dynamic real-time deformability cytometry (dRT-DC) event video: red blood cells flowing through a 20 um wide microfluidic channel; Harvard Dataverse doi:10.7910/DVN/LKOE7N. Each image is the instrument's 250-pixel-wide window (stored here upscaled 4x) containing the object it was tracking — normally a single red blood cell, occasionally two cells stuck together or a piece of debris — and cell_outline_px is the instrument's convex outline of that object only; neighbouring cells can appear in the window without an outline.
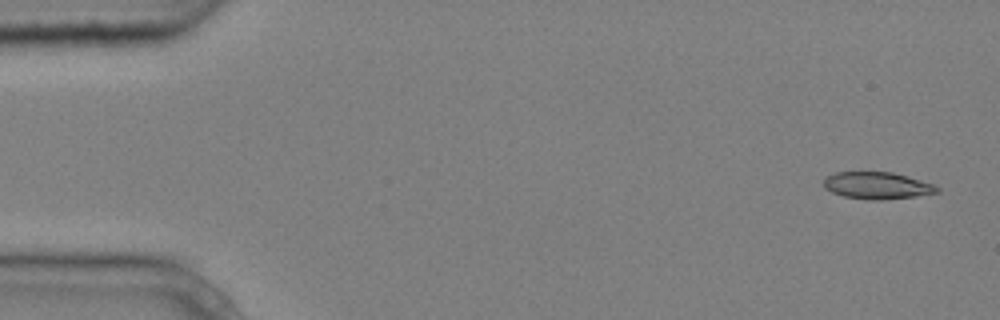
{"species": "common noctule bat (a hibernating species)", "species_latin": "Nyctalus noctula", "temperature_condition": "cold", "stored_images_in_passage": 7, "camera_frame_rate_fps": 3000, "um_per_image_px": 0.085, "animal": {"sex": "male", "body_mass_g": 20.4}, "frame": {"image": 1, "passage_image": 1, "time_ms": 0.0, "image_size_px": [1000, 320], "cell_outline_px": [[940, 192], [916, 196], [880, 200], [872, 200], [844, 196], [832, 192], [824, 188], [824, 180], [828, 176], [836, 172], [892, 172], [908, 176], [932, 184], [940, 188]], "centroid_in_image_um": [74.57, 15.77], "position_along_channel_um": 10.4, "area_um2": 17.69}}
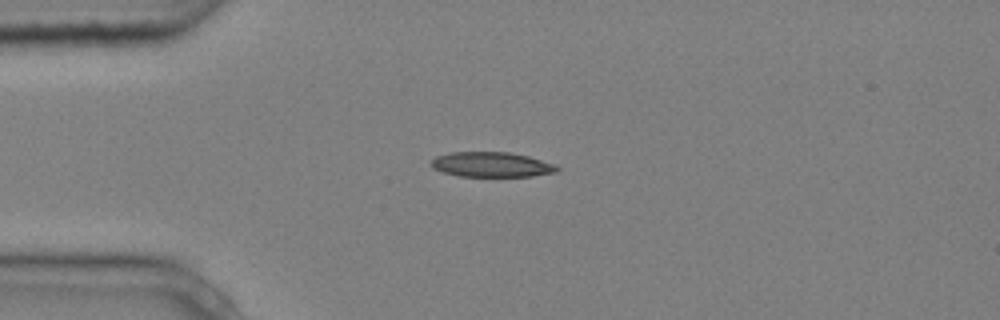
{"frame": {"image": 2, "passage_image": 4, "time_ms": 1.0, "image_size_px": [1000, 320], "cell_outline_px": [[560, 168], [556, 172], [532, 176], [460, 176], [444, 172], [432, 168], [432, 160], [436, 156], [452, 152], [508, 152], [528, 156], [556, 164]], "centroid_in_image_um": [41.81, 13.98], "position_along_channel_um": 43.2, "area_um2": 18.21}}
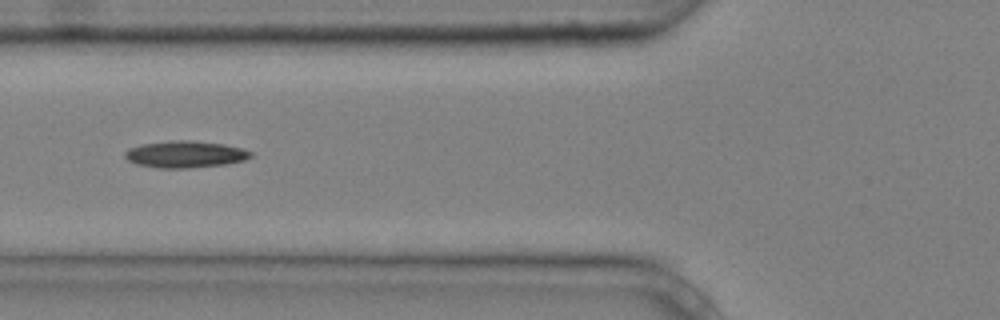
{"frame": {"image": 3, "passage_image": 6, "time_ms": 1.667, "image_size_px": [1000, 320], "cell_outline_px": [[252, 156], [244, 160], [228, 164], [188, 168], [160, 168], [136, 164], [128, 160], [124, 156], [124, 152], [128, 148], [144, 144], [172, 140], [188, 140], [224, 144], [240, 148], [252, 152]], "centroid_in_image_um": [15.73, 13.12], "position_along_channel_um": 110.1, "area_um2": 19.59}}